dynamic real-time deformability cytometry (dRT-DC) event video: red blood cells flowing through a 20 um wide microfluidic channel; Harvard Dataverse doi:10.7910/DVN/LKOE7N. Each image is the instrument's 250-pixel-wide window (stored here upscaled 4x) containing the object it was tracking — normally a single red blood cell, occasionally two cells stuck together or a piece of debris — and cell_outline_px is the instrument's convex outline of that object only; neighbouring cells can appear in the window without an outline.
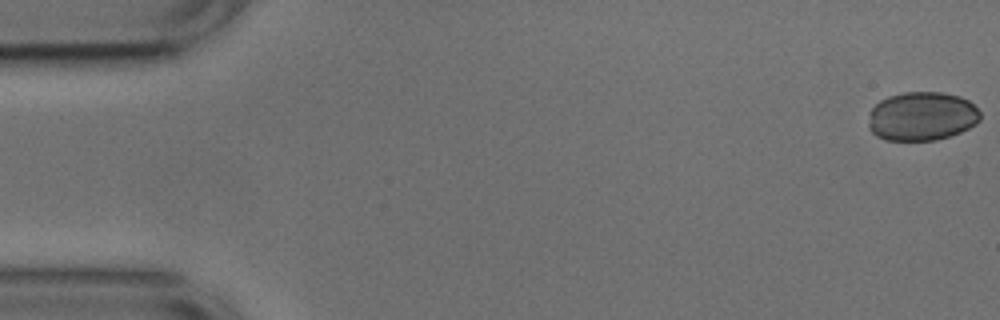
{"species": "common noctule bat (a hibernating species)", "species_latin": "Nyctalus noctula", "temperature_condition": "cold", "stored_images_in_passage": 53, "camera_frame_rate_fps": 3000, "um_per_image_px": 0.085, "animal": {"sex": "male", "body_mass_g": 17.9, "forearm_length_mm": 54.2}, "frame": {"image": 1, "passage_image": 1, "time_ms": 0.0, "image_size_px": [1000, 320], "cell_outline_px": [[980, 120], [976, 124], [960, 132], [936, 140], [884, 140], [876, 136], [868, 128], [868, 112], [880, 100], [888, 96], [904, 92], [940, 92], [960, 96], [968, 100], [980, 112]], "centroid_in_image_um": [78.32, 9.88], "position_along_channel_um": 6.7, "area_um2": 32.02}}
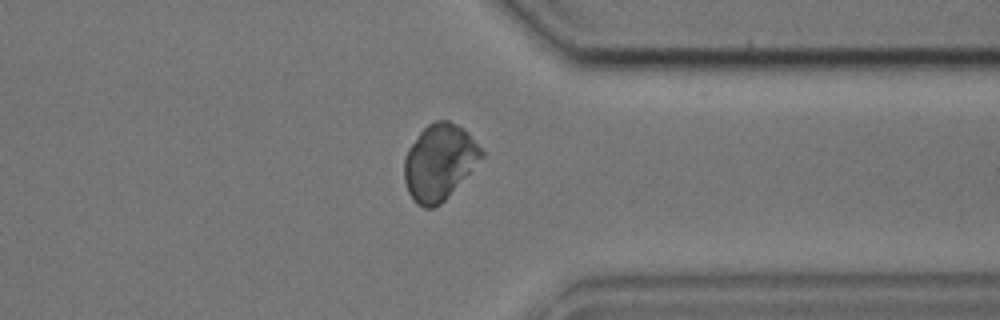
{"frame": {"image": 2, "passage_image": 41, "time_ms": 13.333, "image_size_px": [1000, 320], "cell_outline_px": [[484, 156], [448, 196], [440, 204], [432, 208], [424, 208], [416, 204], [412, 200], [408, 192], [404, 180], [404, 160], [408, 148], [420, 132], [428, 124], [436, 120], [448, 120], [464, 128], [468, 132], [484, 152]], "centroid_in_image_um": [37.33, 13.78], "position_along_channel_um": 374.1, "area_um2": 34.1}}
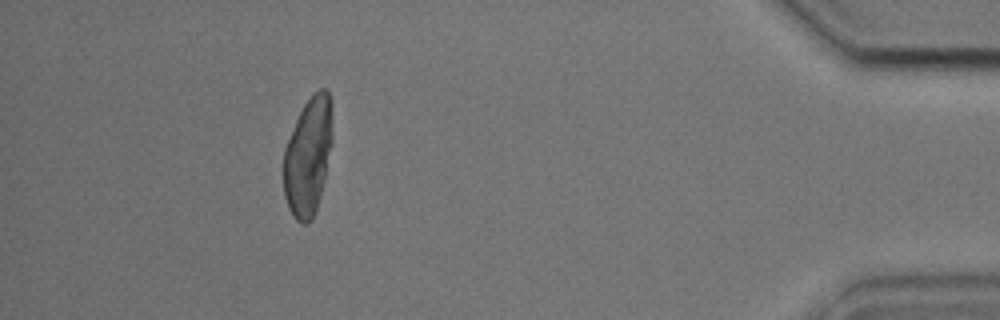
{"frame": {"image": 3, "passage_image": 48, "time_ms": 15.667, "image_size_px": [1000, 320], "cell_outline_px": [[332, 144], [324, 180], [320, 196], [312, 220], [308, 224], [300, 224], [292, 216], [288, 208], [284, 196], [284, 148], [296, 120], [304, 104], [320, 88], [324, 88], [328, 92], [332, 100]], "centroid_in_image_um": [26.19, 13.31], "position_along_channel_um": 409.0, "area_um2": 33.76}}